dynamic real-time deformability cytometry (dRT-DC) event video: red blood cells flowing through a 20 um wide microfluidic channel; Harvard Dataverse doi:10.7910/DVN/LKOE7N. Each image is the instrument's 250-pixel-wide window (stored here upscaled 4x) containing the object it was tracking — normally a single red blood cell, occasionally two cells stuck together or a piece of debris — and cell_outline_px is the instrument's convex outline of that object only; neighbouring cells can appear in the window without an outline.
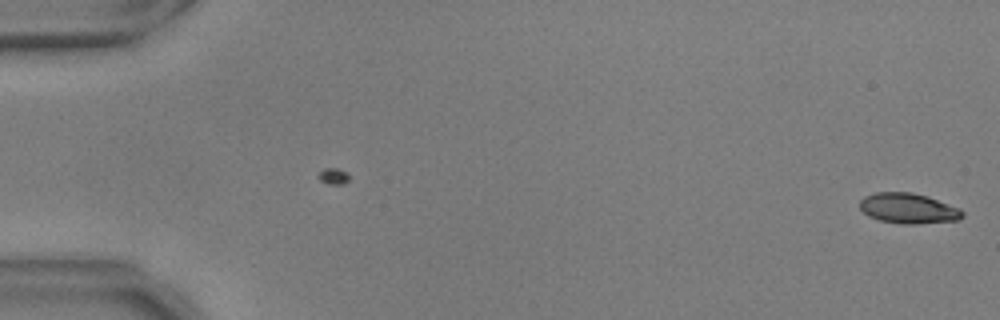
{"species": "common noctule bat (a hibernating species)", "species_latin": "Nyctalus noctula", "temperature_condition": "warm", "stored_images_in_passage": 16, "camera_frame_rate_fps": 3000, "um_per_image_px": 0.085, "animal": {"sex": "male", "body_mass_g": 17.9, "forearm_length_mm": 54.2}, "frame": {"image": 1, "passage_image": 16, "time_ms": 5.0, "image_size_px": [1000, 320], "cell_outline_px": [[964, 216], [960, 220], [916, 224], [900, 224], [880, 220], [868, 216], [860, 208], [860, 200], [864, 196], [876, 192], [912, 192], [928, 196], [960, 208], [964, 212]], "centroid_in_image_um": [77.23, 17.71], "position_along_channel_um": 7.8, "area_um2": 18.32}}